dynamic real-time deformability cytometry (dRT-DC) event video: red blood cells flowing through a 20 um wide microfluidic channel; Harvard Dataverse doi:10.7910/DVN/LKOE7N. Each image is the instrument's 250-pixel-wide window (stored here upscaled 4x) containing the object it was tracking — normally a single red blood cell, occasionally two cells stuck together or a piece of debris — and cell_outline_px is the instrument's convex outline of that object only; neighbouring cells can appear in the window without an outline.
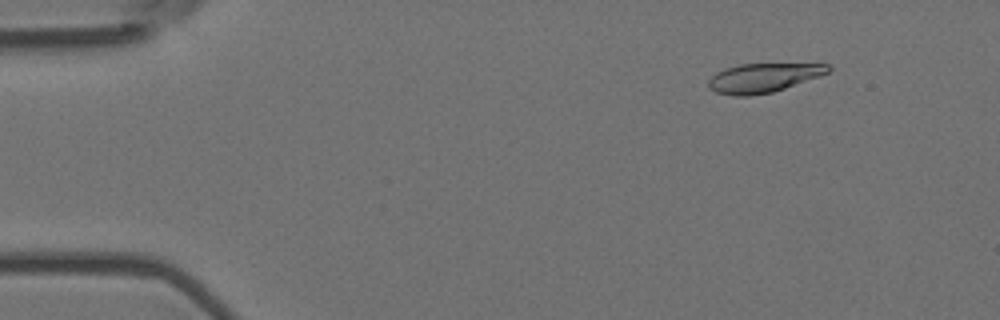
{"species": "Egyptian fruit bat (a non-hibernating species)", "species_latin": "Rousettus aegyptiacus", "temperature_condition": "room temperature", "stored_images_in_passage": 5, "camera_frame_rate_fps": 3000, "um_per_image_px": 0.085, "animal": {"sex": "female"}, "frame": {"image": 1, "passage_image": 2, "time_ms": 0.333, "image_size_px": [1000, 320], "cell_outline_px": [[832, 68], [828, 72], [820, 76], [772, 92], [748, 96], [732, 96], [716, 92], [708, 88], [708, 80], [716, 72], [724, 68], [740, 64], [828, 64]], "centroid_in_image_um": [64.83, 6.62], "position_along_channel_um": 20.2, "area_um2": 20.23}}
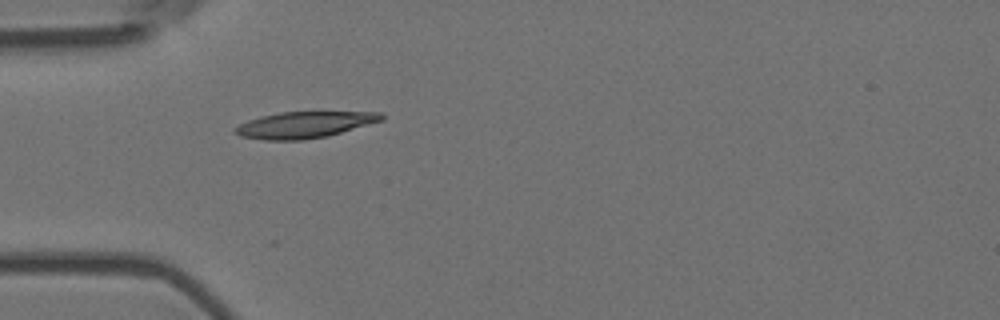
{"frame": {"image": 2, "passage_image": 5, "time_ms": 1.333, "image_size_px": [1000, 320], "cell_outline_px": [[384, 120], [340, 132], [324, 136], [300, 140], [264, 140], [240, 136], [232, 128], [248, 120], [260, 116], [280, 112], [384, 112]], "centroid_in_image_um": [25.86, 10.6], "position_along_channel_um": 59.1, "area_um2": 22.25}}